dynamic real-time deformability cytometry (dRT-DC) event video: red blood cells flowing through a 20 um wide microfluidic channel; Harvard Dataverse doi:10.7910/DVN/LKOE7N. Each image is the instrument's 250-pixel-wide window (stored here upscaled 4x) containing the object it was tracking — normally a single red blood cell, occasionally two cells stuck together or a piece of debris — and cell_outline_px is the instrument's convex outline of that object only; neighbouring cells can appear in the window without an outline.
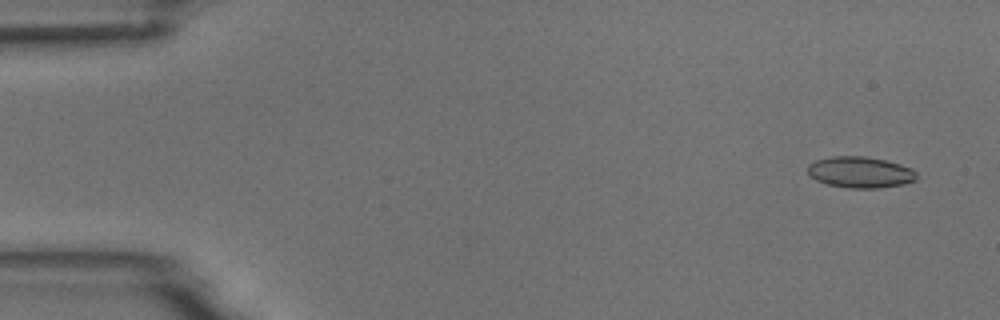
{"species": "common noctule bat (a hibernating species)", "species_latin": "Nyctalus noctula", "temperature_condition": "room temperature", "stored_images_in_passage": 4, "camera_frame_rate_fps": 3000, "um_per_image_px": 0.085, "animal": {"sex": "male", "body_mass_g": 18.8}, "frame": {"image": 1, "passage_image": 1, "time_ms": 0.0, "image_size_px": [1000, 320], "cell_outline_px": [[916, 180], [904, 184], [876, 188], [848, 188], [828, 184], [816, 180], [808, 172], [808, 164], [816, 160], [832, 156], [864, 156], [884, 160], [900, 164], [912, 168], [916, 172]], "centroid_in_image_um": [73.13, 14.64], "position_along_channel_um": 11.9, "area_um2": 19.71}}
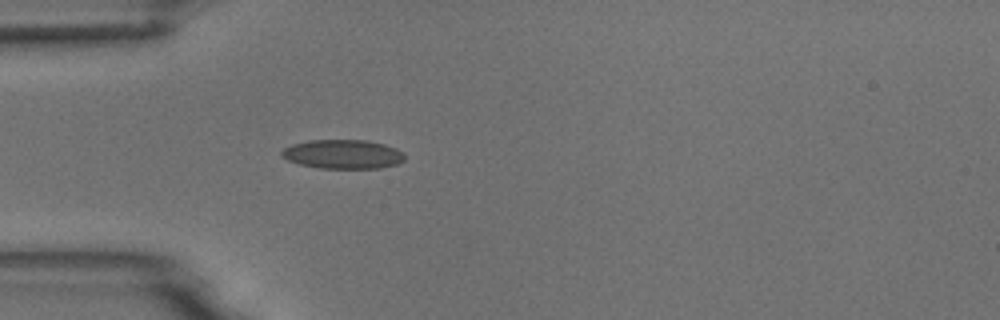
{"frame": {"image": 2, "passage_image": 4, "time_ms": 1.0, "image_size_px": [1000, 320], "cell_outline_px": [[404, 160], [396, 164], [380, 168], [320, 168], [300, 164], [288, 160], [280, 156], [280, 152], [284, 148], [292, 144], [308, 140], [364, 140], [384, 144], [396, 148], [404, 152]], "centroid_in_image_um": [29.13, 13.1], "position_along_channel_um": 55.9, "area_um2": 20.87}}